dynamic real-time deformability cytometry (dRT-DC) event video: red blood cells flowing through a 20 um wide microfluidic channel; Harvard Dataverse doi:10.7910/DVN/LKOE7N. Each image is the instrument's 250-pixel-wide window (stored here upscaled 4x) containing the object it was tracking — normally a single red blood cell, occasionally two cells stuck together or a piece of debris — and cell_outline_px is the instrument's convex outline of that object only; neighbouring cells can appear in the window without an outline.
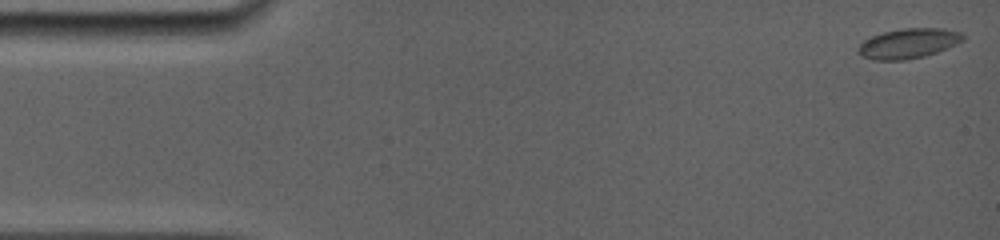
{"species": "common noctule bat (a hibernating species)", "species_latin": "Nyctalus noctula", "temperature_condition": "room temperature", "stored_images_in_passage": 34, "camera_frame_rate_fps": 5000, "um_per_image_px": 0.085, "animal": {"sex": "female", "body_mass_g": 19.0, "forearm_length_mm": 56.7}, "frame": {"image": 1, "passage_image": 1, "time_ms": 0.0, "image_size_px": [1000, 240], "cell_outline_px": [[964, 40], [948, 48], [924, 56], [904, 60], [876, 60], [860, 56], [856, 48], [864, 40], [872, 36], [884, 32], [904, 28], [944, 28], [964, 32]], "centroid_in_image_um": [77.23, 3.68], "position_along_channel_um": 7.8, "area_um2": 18.38}}
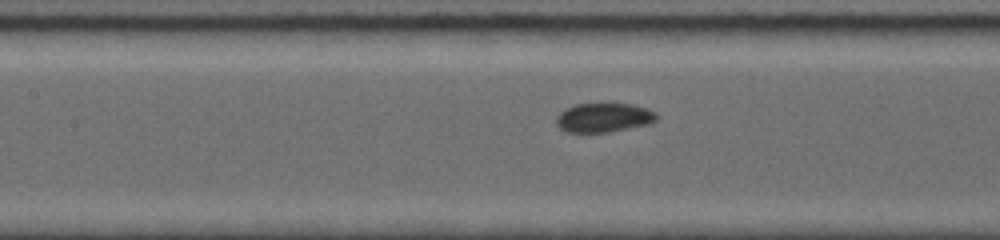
{"frame": {"image": 2, "passage_image": 16, "time_ms": 7.0, "image_size_px": [1000, 240], "cell_outline_px": [[656, 120], [648, 124], [608, 132], [568, 132], [560, 128], [556, 124], [556, 116], [564, 108], [576, 104], [632, 104], [656, 112]], "centroid_in_image_um": [51.27, 9.99], "position_along_channel_um": 156.1, "area_um2": 16.88}}
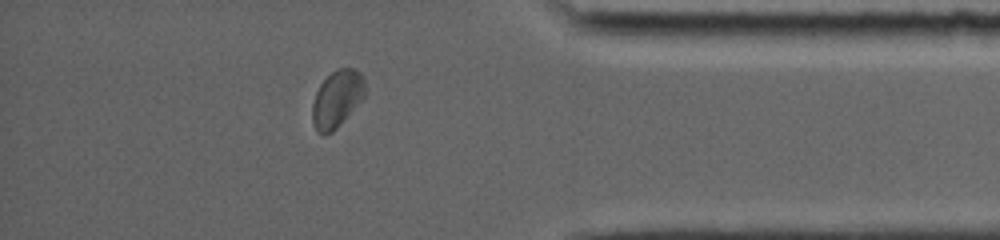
{"frame": {"image": 3, "passage_image": 29, "time_ms": 13.8, "image_size_px": [1000, 240], "cell_outline_px": [[364, 96], [340, 124], [332, 132], [324, 136], [316, 132], [312, 124], [312, 104], [316, 92], [320, 84], [336, 68], [352, 68], [360, 72], [364, 76]], "centroid_in_image_um": [28.61, 8.42], "position_along_channel_um": 406.6, "area_um2": 17.46}, "authors_computed_cell_mechanics": {"area_um2": 17.051, "velocity_mm_per_s": 3.8583, "shape_relaxation_time_tau1_ms": 10.7338, "shape_relaxation_time_tau2_ms": null, "deformation_change_tau1": 0.1566, "deformation_change_tau2": null}}